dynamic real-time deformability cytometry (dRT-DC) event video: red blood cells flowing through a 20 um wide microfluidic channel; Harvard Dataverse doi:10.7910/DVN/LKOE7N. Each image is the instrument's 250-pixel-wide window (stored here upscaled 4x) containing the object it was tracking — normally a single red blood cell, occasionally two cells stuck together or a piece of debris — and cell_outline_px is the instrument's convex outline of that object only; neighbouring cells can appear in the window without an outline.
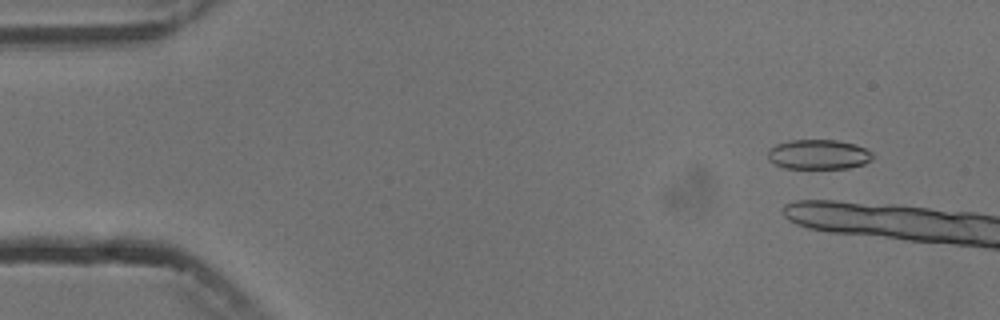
{"species": "common noctule bat (a hibernating species)", "species_latin": "Nyctalus noctula", "temperature_condition": "cold", "stored_images_in_passage": 2, "camera_frame_rate_fps": 3000, "um_per_image_px": 0.085, "animal": {"sex": "male", "body_mass_g": 13.3}, "frame": {"image": 1, "passage_image": 1, "time_ms": 0.0, "image_size_px": [1000, 320], "cell_outline_px": [[872, 160], [864, 164], [848, 168], [784, 168], [768, 160], [768, 148], [776, 144], [788, 140], [836, 140], [856, 144], [872, 152]], "centroid_in_image_um": [69.56, 13.12], "position_along_channel_um": 15.4, "area_um2": 18.26}}